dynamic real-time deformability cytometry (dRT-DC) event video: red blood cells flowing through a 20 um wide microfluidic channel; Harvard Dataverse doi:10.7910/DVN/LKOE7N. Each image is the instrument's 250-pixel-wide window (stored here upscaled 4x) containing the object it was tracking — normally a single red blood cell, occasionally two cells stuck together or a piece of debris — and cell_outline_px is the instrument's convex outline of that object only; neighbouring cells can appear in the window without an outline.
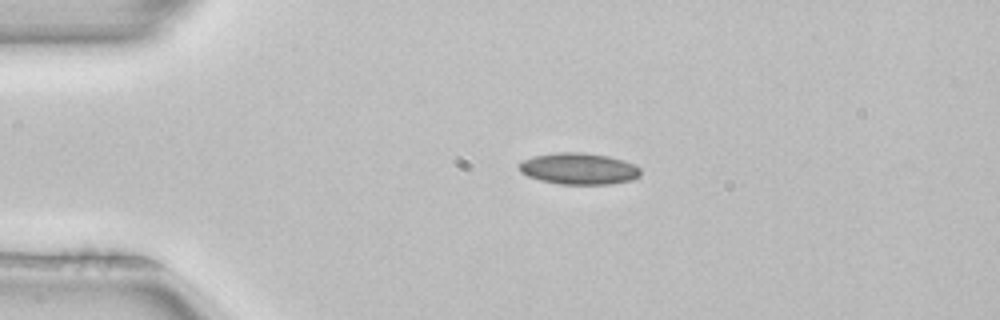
{"species": "common noctule bat (a hibernating species)", "species_latin": "Nyctalus noctula", "temperature_condition": "room temperature", "stored_images_in_passage": 3, "camera_frame_rate_fps": 3000, "um_per_image_px": 0.085, "animal": {"sex": "female", "body_mass_g": 22.7, "forearm_length_mm": 54.2}, "frame": {"image": 1, "passage_image": 2, "time_ms": 0.333, "image_size_px": [1000, 320], "cell_outline_px": [[640, 176], [632, 180], [612, 184], [560, 184], [540, 180], [528, 176], [520, 172], [516, 164], [532, 156], [556, 152], [580, 152], [608, 156], [624, 160], [640, 168]], "centroid_in_image_um": [49.17, 14.34], "position_along_channel_um": 35.8, "area_um2": 22.43}}